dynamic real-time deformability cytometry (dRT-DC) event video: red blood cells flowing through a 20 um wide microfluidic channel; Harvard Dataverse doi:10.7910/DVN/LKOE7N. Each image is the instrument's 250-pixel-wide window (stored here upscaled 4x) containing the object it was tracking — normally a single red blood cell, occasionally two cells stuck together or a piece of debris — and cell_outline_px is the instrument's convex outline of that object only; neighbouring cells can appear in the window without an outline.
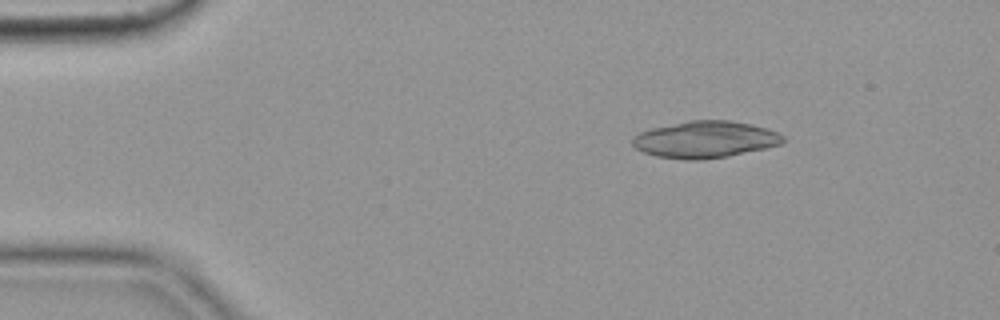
{"species": "common noctule bat (a hibernating species)", "species_latin": "Nyctalus noctula", "temperature_condition": "cold", "stored_images_in_passage": 48, "camera_frame_rate_fps": 3000, "um_per_image_px": 0.085, "animal": {"sex": "female", "body_mass_g": 19.9}, "frame": {"image": 1, "passage_image": 1, "time_ms": 0.0, "image_size_px": [1000, 320], "cell_outline_px": [[784, 140], [780, 144], [764, 148], [728, 156], [700, 160], [684, 160], [656, 156], [644, 152], [636, 148], [632, 144], [632, 136], [640, 132], [652, 128], [688, 120], [728, 120], [752, 124], [768, 128], [784, 136]], "centroid_in_image_um": [59.91, 11.85], "position_along_channel_um": 25.1, "area_um2": 32.25}}